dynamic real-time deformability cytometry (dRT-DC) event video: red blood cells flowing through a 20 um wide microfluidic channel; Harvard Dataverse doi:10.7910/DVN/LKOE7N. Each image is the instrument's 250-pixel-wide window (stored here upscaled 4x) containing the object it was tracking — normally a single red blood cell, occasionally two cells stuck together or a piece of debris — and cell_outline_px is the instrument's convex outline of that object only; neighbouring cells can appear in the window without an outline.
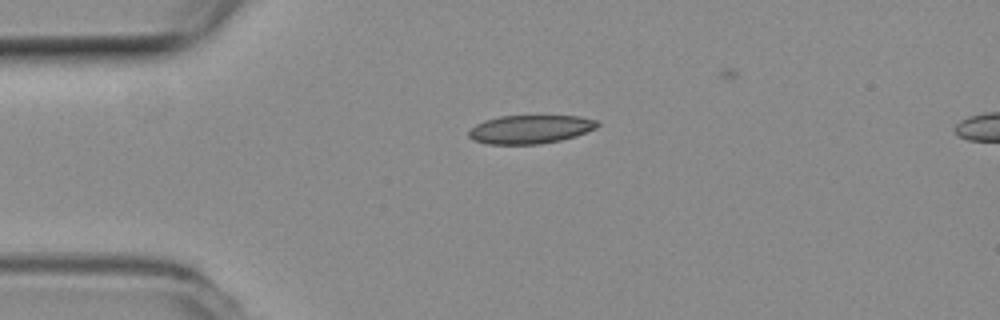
{"species": "common noctule bat (a hibernating species)", "species_latin": "Nyctalus noctula", "temperature_condition": "room temperature", "stored_images_in_passage": 35, "camera_frame_rate_fps": 3000, "um_per_image_px": 0.085, "animal": {"sex": "female", "body_mass_g": 19.3, "forearm_length_mm": 54.1}, "frame": {"image": 1, "passage_image": 1, "time_ms": 0.0, "image_size_px": [1000, 320], "cell_outline_px": [[600, 124], [596, 128], [576, 136], [560, 140], [540, 144], [488, 144], [472, 140], [468, 136], [468, 132], [476, 124], [484, 120], [500, 116], [580, 116], [596, 120]], "centroid_in_image_um": [45.06, 10.99], "position_along_channel_um": 39.9, "area_um2": 21.39}}
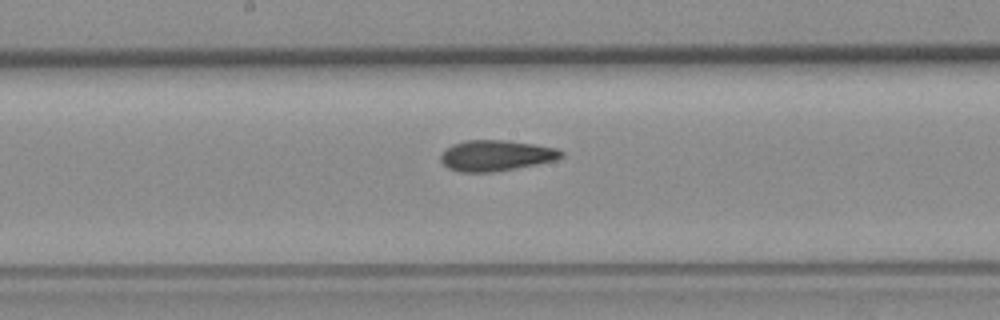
{"frame": {"image": 2, "passage_image": 16, "time_ms": 5.0, "image_size_px": [1000, 320], "cell_outline_px": [[564, 156], [556, 160], [536, 164], [492, 172], [460, 172], [448, 168], [440, 160], [440, 156], [452, 144], [464, 140], [508, 140], [556, 148], [564, 152]], "centroid_in_image_um": [42.16, 13.21], "position_along_channel_um": 206.0, "area_um2": 21.5}}
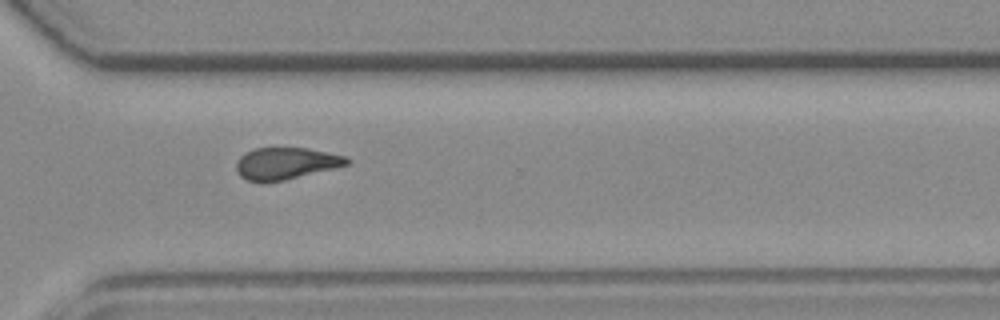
{"frame": {"image": 3, "passage_image": 27, "time_ms": 8.667, "image_size_px": [1000, 320], "cell_outline_px": [[352, 160], [348, 164], [284, 180], [260, 184], [248, 180], [240, 176], [236, 172], [236, 164], [240, 156], [256, 148], [308, 148], [348, 156]], "centroid_in_image_um": [24.28, 13.9], "position_along_channel_um": 346.3, "area_um2": 20.58}, "authors_computed_cell_mechanics": {"area_um2": 21.386, "velocity_mm_per_s": 3.8339, "shape_relaxation_time_tau1_ms": null, "shape_relaxation_time_tau2_ms": 3.1753, "deformation_change_tau1": null, "deformation_change_tau2": 0.0816}}